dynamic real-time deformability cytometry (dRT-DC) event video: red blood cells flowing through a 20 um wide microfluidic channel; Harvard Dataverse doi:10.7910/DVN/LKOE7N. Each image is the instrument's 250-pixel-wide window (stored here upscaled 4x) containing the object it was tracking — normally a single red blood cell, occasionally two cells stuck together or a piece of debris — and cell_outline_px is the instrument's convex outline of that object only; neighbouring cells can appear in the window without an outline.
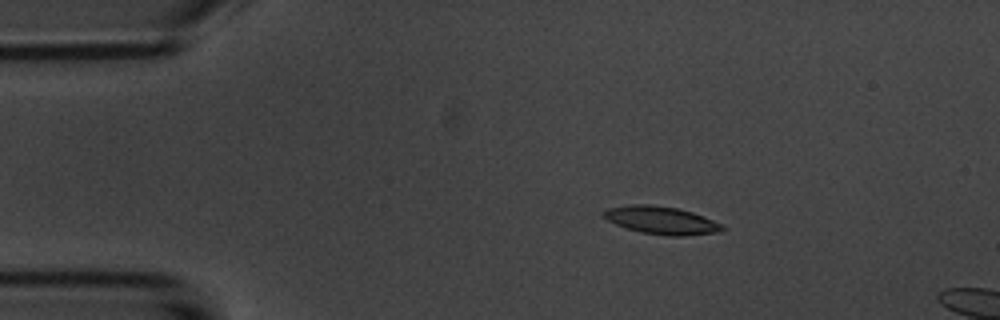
{"species": "common noctule bat (a hibernating species)", "species_latin": "Nyctalus noctula", "temperature_condition": "room temperature", "stored_images_in_passage": 5, "camera_frame_rate_fps": 3000, "um_per_image_px": 0.085, "animal": {"sex": "male", "body_mass_g": 20.1, "forearm_length_mm": 53.5}, "frame": {"image": 1, "passage_image": 3, "time_ms": 2.333, "image_size_px": [1000, 320], "cell_outline_px": [[728, 228], [720, 232], [684, 236], [668, 236], [640, 232], [616, 224], [608, 220], [600, 212], [608, 208], [632, 204], [652, 204], [676, 208], [692, 212], [704, 216], [724, 224]], "centroid_in_image_um": [56.27, 18.73], "position_along_channel_um": 28.7, "area_um2": 19.42}}